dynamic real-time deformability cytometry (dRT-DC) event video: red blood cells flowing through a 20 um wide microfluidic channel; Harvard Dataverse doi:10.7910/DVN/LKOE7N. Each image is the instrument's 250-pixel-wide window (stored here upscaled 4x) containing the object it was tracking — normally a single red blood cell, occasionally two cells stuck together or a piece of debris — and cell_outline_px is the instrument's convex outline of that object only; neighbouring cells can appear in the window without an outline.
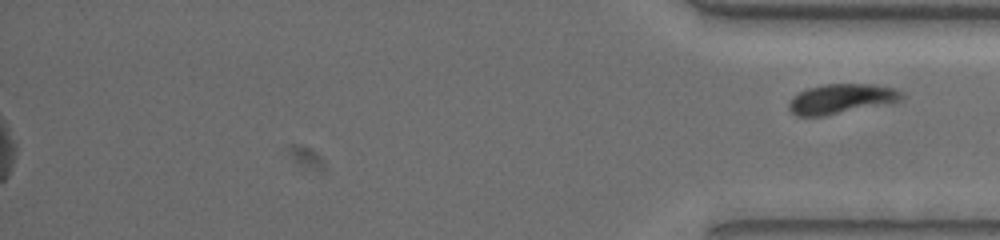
{"species": "common noctule bat (a hibernating species)", "species_latin": "Nyctalus noctula", "temperature_condition": "warm", "stored_images_in_passage": 67, "segment_of_instrument_passage": [2, 2], "camera_frame_rate_fps": 3000, "um_per_image_px": 0.085, "animal": {"sex": "female", "body_mass_g": 19.5, "forearm_length_mm": 54.1}, "frame": {"image": 1, "passage_image": 67, "time_ms": 22.0, "image_size_px": [1000, 240], "cell_outline_px": [[904, 96], [900, 100], [824, 116], [796, 116], [788, 108], [788, 104], [800, 92], [808, 88], [824, 84], [872, 84], [896, 88]], "centroid_in_image_um": [71.48, 8.39], "position_along_channel_um": 363.7, "area_um2": 19.07}}